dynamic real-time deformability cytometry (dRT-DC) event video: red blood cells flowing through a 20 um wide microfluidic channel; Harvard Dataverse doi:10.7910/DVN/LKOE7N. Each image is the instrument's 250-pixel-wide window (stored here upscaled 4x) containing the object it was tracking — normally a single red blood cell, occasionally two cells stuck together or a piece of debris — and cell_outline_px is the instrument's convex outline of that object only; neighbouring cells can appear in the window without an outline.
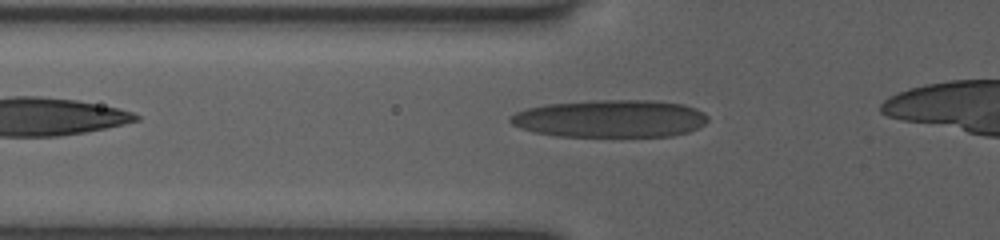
{"species": "human", "species_latin": "Homo sapiens", "temperature_condition": "room temperature", "stored_images_in_passage": 4, "camera_frame_rate_fps": 3000, "um_per_image_px": 0.085, "donor": {"sex": "female"}, "frame": {"image": 1, "passage_image": 4, "time_ms": 1.333, "image_size_px": [1000, 240], "cell_outline_px": [[708, 120], [704, 124], [688, 132], [672, 136], [556, 136], [536, 132], [520, 128], [512, 124], [508, 120], [508, 116], [516, 112], [528, 108], [544, 104], [592, 100], [652, 100], [684, 104], [696, 108], [704, 112], [708, 116]], "centroid_in_image_um": [51.87, 10.07], "position_along_channel_um": 73.9, "area_um2": 43.47}}